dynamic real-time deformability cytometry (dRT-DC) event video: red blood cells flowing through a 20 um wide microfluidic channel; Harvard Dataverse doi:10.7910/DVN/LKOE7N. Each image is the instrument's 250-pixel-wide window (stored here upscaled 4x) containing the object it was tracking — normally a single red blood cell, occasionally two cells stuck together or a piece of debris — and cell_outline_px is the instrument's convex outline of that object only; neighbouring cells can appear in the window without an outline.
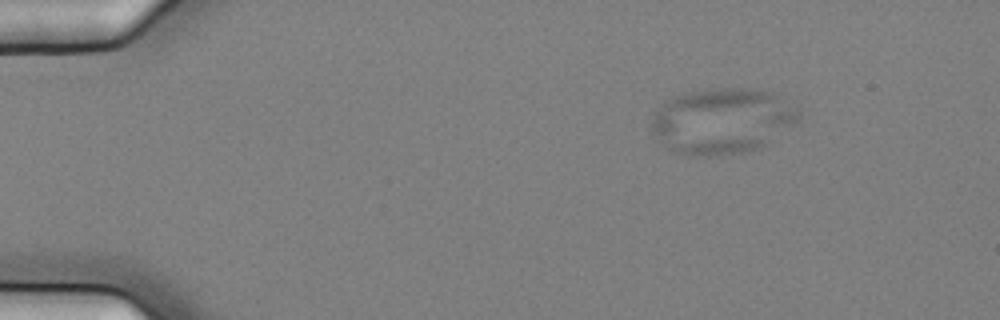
{"species": "common noctule bat (a hibernating species)", "species_latin": "Nyctalus noctula", "temperature_condition": "cold", "stored_images_in_passage": 5, "camera_frame_rate_fps": 3000, "um_per_image_px": 0.085, "animal": {"sex": "female", "body_mass_g": 25.1}, "frame": {"image": 1, "passage_image": 1, "time_ms": 0.0, "image_size_px": [1000, 320], "cell_outline_px": [[800, 116], [796, 120], [764, 144], [740, 152], [696, 156], [672, 152], [652, 132], [652, 120], [656, 112], [672, 96], [684, 92], [720, 88], [748, 88], [772, 92], [796, 108], [800, 112]], "centroid_in_image_um": [61.32, 10.25], "position_along_channel_um": 23.7, "area_um2": 54.91}}
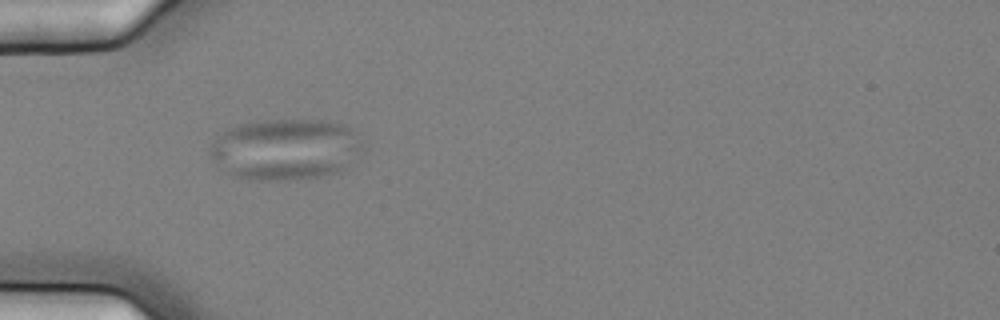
{"frame": {"image": 2, "passage_image": 4, "time_ms": 1.0, "image_size_px": [1000, 320], "cell_outline_px": [[364, 148], [340, 172], [320, 176], [284, 180], [248, 180], [232, 176], [212, 156], [212, 144], [228, 128], [240, 124], [264, 120], [324, 120], [344, 124], [352, 132]], "centroid_in_image_um": [24.29, 12.69], "position_along_channel_um": 60.7, "area_um2": 53.58}}
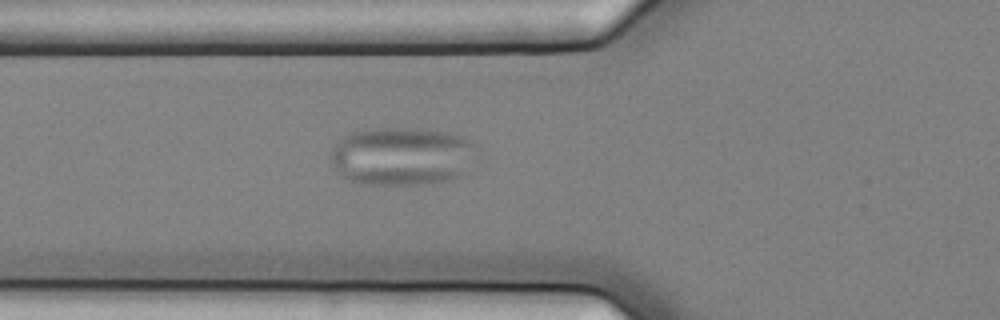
{"frame": {"image": 3, "passage_image": 5, "time_ms": 1.333, "image_size_px": [1000, 320], "cell_outline_px": [[480, 148], [460, 172], [456, 176], [448, 180], [416, 184], [372, 184], [348, 180], [336, 172], [328, 156], [332, 148], [344, 136], [352, 132], [372, 128], [412, 128], [448, 132], [464, 136], [476, 144]], "centroid_in_image_um": [34.11, 13.24], "position_along_channel_um": 91.7, "area_um2": 49.42}}